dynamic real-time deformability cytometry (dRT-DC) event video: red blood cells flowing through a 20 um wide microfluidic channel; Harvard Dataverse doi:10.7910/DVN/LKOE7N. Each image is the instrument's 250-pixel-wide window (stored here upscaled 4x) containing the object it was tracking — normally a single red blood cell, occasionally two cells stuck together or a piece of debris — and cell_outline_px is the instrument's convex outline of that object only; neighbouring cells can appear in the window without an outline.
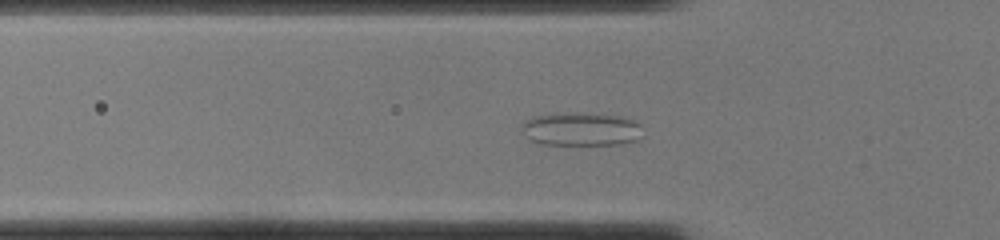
{"species": "common noctule bat (a hibernating species)", "species_latin": "Nyctalus noctula", "temperature_condition": "cold", "stored_images_in_passage": 46, "camera_frame_rate_fps": 3000, "um_per_image_px": 0.085, "animal": {"sex": "female", "body_mass_g": 22.0, "forearm_length_mm": 56.7}, "frame": {"image": 1, "passage_image": 15, "time_ms": 4.667, "image_size_px": [1000, 240], "cell_outline_px": [[644, 136], [636, 140], [620, 144], [540, 144], [528, 140], [520, 128], [524, 120], [532, 116], [620, 116], [632, 120], [640, 124]], "centroid_in_image_um": [49.4, 11.04], "position_along_channel_um": 76.4, "area_um2": 22.48}}
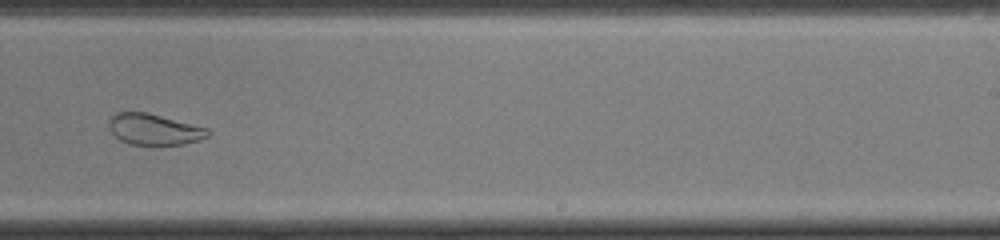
{"frame": {"image": 2, "passage_image": 29, "time_ms": 9.333, "image_size_px": [1000, 240], "cell_outline_px": [[212, 132], [208, 136], [200, 140], [184, 144], [128, 144], [120, 140], [108, 128], [108, 120], [116, 112], [148, 112], [208, 128]], "centroid_in_image_um": [13.11, 10.98], "position_along_channel_um": 275.9, "area_um2": 17.98}}
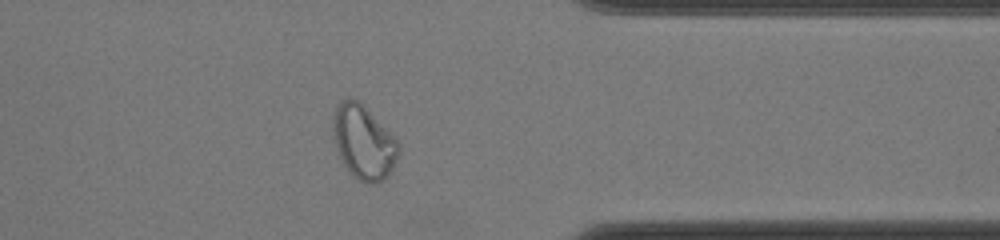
{"frame": {"image": 3, "passage_image": 37, "time_ms": 12.0, "image_size_px": [1000, 240], "cell_outline_px": [[400, 152], [388, 176], [384, 180], [372, 184], [368, 184], [352, 176], [348, 172], [340, 156], [336, 144], [332, 128], [332, 116], [336, 104], [344, 100], [360, 100], [396, 136], [400, 144]], "centroid_in_image_um": [30.94, 12.07], "position_along_channel_um": 380.5, "area_um2": 28.67}}